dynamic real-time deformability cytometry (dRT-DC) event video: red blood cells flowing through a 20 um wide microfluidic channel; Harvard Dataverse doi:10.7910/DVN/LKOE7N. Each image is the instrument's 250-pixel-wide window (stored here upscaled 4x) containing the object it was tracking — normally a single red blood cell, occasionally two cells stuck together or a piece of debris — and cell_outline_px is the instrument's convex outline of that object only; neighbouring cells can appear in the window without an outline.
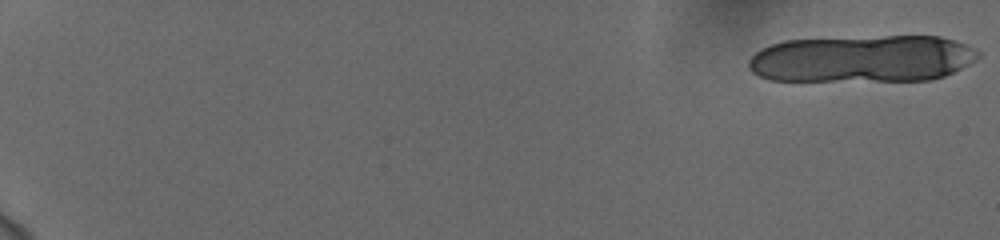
{"species": "human", "species_latin": "Homo sapiens", "temperature_condition": "cold", "stored_images_in_passage": 12, "camera_frame_rate_fps": 3000, "um_per_image_px": 0.085, "donor": {"sex": "female"}, "frame": {"image": 1, "passage_image": 1, "time_ms": 0.0, "image_size_px": [1000, 240], "cell_outline_px": [[980, 56], [976, 60], [944, 76], [928, 80], [768, 80], [752, 72], [748, 68], [748, 60], [760, 48], [784, 40], [884, 36], [940, 36], [964, 44], [980, 52]], "centroid_in_image_um": [73.27, 4.99], "position_along_channel_um": 11.7, "area_um2": 62.89}}